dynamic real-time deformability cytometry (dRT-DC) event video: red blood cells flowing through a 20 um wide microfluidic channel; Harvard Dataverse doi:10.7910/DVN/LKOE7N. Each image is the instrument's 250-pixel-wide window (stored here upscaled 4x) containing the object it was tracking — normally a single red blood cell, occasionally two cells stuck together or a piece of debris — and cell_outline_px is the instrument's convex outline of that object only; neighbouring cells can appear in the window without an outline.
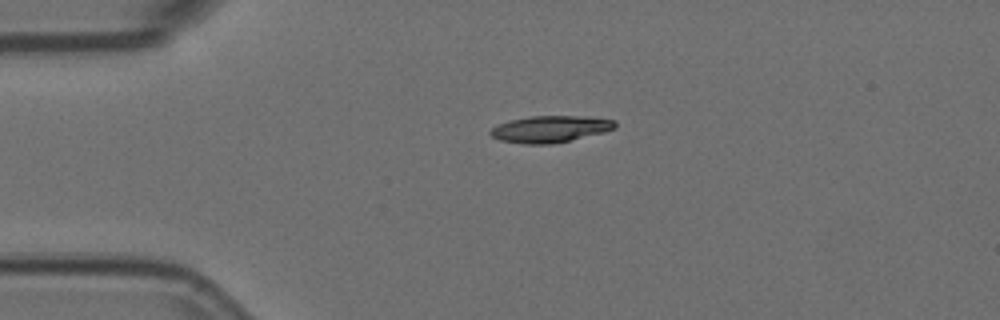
{"species": "Egyptian fruit bat (a non-hibernating species)", "species_latin": "Rousettus aegyptiacus", "temperature_condition": "room temperature", "stored_images_in_passage": 3, "camera_frame_rate_fps": 3000, "um_per_image_px": 0.085, "animal": {"sex": "female"}, "frame": {"image": 1, "passage_image": 1, "time_ms": 0.0, "image_size_px": [1000, 320], "cell_outline_px": [[616, 128], [604, 132], [552, 144], [524, 144], [500, 140], [492, 136], [488, 132], [496, 124], [508, 120], [528, 116], [588, 116], [616, 120]], "centroid_in_image_um": [46.75, 10.95], "position_along_channel_um": 38.3, "area_um2": 19.54}}
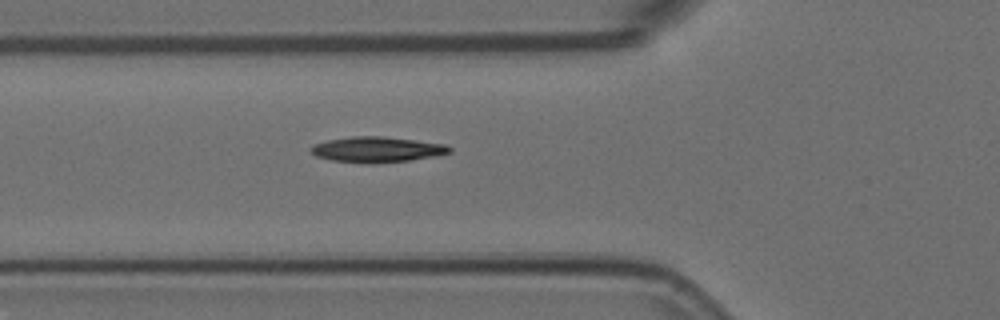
{"frame": {"image": 2, "passage_image": 3, "time_ms": 0.667, "image_size_px": [1000, 320], "cell_outline_px": [[452, 152], [436, 156], [408, 160], [368, 164], [364, 164], [328, 160], [316, 156], [308, 148], [312, 144], [328, 140], [352, 136], [380, 136], [444, 144], [452, 148]], "centroid_in_image_um": [31.98, 12.72], "position_along_channel_um": 93.8, "area_um2": 20.69}}